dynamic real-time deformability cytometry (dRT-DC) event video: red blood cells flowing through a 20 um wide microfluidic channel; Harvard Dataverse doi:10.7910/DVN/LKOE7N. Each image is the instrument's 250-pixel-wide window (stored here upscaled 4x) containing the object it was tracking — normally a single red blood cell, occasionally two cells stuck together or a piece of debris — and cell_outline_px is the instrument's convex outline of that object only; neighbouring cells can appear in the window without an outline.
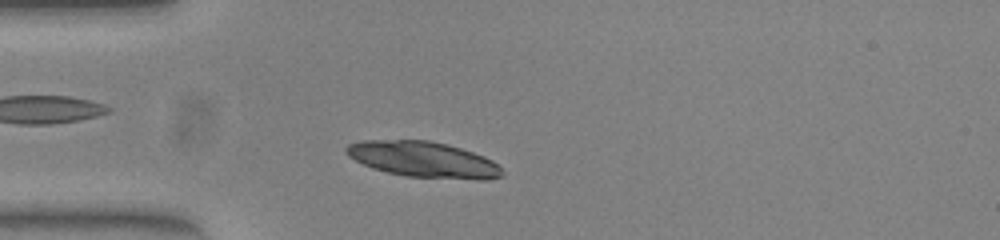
{"species": "common noctule bat (a hibernating species)", "species_latin": "Nyctalus noctula", "temperature_condition": "warm", "stored_images_in_passage": 40, "camera_frame_rate_fps": 3000, "um_per_image_px": 0.085, "animal": {"sex": "female", "body_mass_g": 23.0, "forearm_length_mm": 53.4}, "frame": {"image": 1, "passage_image": 5, "time_ms": 1.333, "image_size_px": [1000, 240], "cell_outline_px": [[504, 176], [488, 180], [480, 180], [404, 176], [372, 168], [348, 156], [344, 152], [344, 148], [348, 144], [360, 140], [428, 140], [448, 144], [484, 156], [492, 160], [504, 172]], "centroid_in_image_um": [35.98, 13.56], "position_along_channel_um": 49.0, "area_um2": 32.66}}
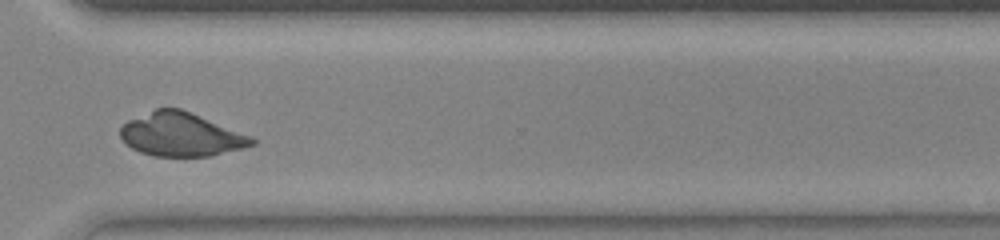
{"frame": {"image": 2, "passage_image": 30, "time_ms": 9.667, "image_size_px": [1000, 240], "cell_outline_px": [[256, 144], [208, 156], [156, 156], [140, 152], [124, 144], [120, 136], [120, 128], [128, 120], [156, 108], [180, 108], [252, 136], [256, 140]], "centroid_in_image_um": [15.36, 11.43], "position_along_channel_um": 355.2, "area_um2": 33.18}}